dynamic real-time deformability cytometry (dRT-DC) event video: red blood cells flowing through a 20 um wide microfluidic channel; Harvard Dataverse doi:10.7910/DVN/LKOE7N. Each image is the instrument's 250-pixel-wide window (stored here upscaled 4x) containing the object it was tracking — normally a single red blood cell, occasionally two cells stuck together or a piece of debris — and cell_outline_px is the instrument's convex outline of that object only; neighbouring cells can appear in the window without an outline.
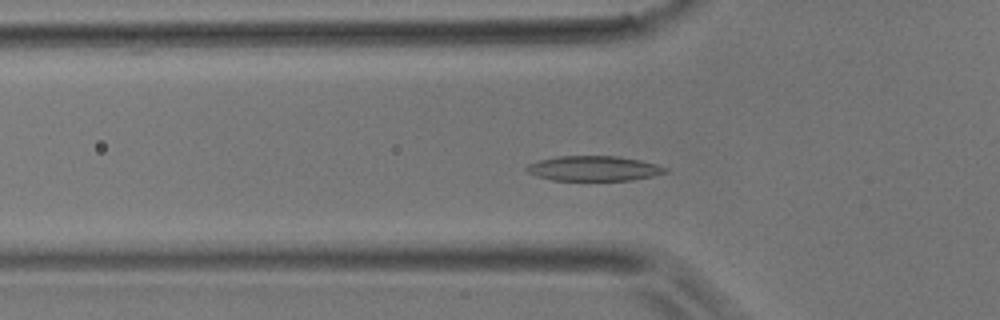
{"species": "common noctule bat (a hibernating species)", "species_latin": "Nyctalus noctula", "temperature_condition": "room temperature", "stored_images_in_passage": 43, "camera_frame_rate_fps": 3000, "um_per_image_px": 0.085, "animal": {"sex": "male", "body_mass_g": 17.9}, "frame": {"image": 1, "passage_image": 13, "time_ms": 4.0, "image_size_px": [1000, 320], "cell_outline_px": [[668, 172], [652, 176], [632, 180], [552, 180], [536, 176], [528, 172], [524, 168], [528, 164], [540, 160], [556, 156], [616, 156], [640, 160], [656, 164], [668, 168]], "centroid_in_image_um": [50.47, 14.31], "position_along_channel_um": 75.3, "area_um2": 20.17}}
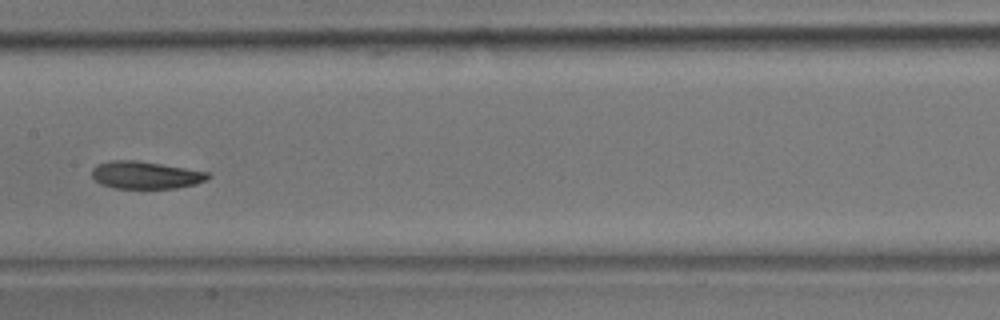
{"frame": {"image": 2, "passage_image": 21, "time_ms": 6.667, "image_size_px": [1000, 320], "cell_outline_px": [[212, 176], [208, 180], [196, 184], [176, 188], [116, 188], [100, 184], [92, 176], [92, 168], [96, 164], [112, 160], [136, 160], [208, 172]], "centroid_in_image_um": [12.38, 14.88], "position_along_channel_um": 195.0, "area_um2": 18.55}}
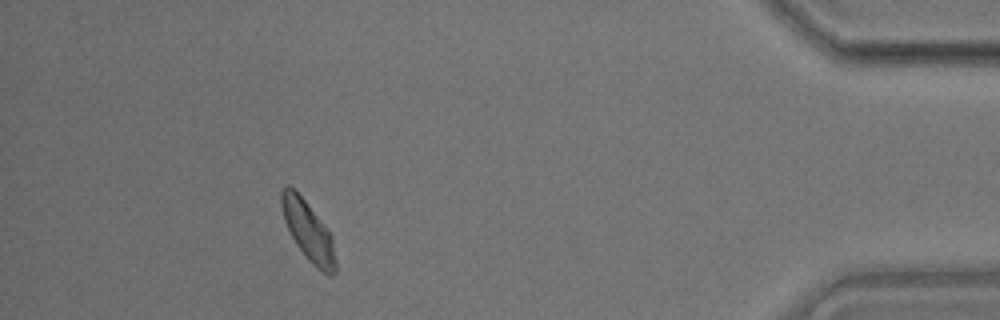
{"frame": {"image": 3, "passage_image": 39, "time_ms": 12.667, "image_size_px": [1000, 320], "cell_outline_px": [[336, 272], [332, 276], [328, 276], [316, 268], [308, 260], [296, 244], [284, 220], [280, 204], [280, 192], [284, 184], [288, 184], [304, 200], [332, 236], [336, 260]], "centroid_in_image_um": [26.19, 19.67], "position_along_channel_um": 409.0, "area_um2": 18.61}}